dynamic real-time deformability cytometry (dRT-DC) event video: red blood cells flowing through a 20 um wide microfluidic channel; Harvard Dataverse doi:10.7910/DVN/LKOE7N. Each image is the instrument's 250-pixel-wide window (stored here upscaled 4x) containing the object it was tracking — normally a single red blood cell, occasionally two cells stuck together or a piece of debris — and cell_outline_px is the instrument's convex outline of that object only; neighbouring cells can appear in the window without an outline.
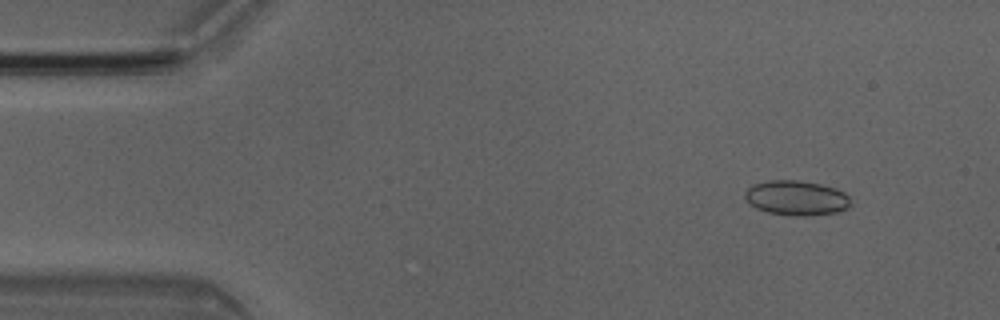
{"species": "Egyptian fruit bat (a non-hibernating species)", "species_latin": "Rousettus aegyptiacus", "temperature_condition": "room temperature", "stored_images_in_passage": 6, "camera_frame_rate_fps": 3000, "um_per_image_px": 0.085, "animal": {"sex": "male"}, "frame": {"image": 1, "passage_image": 1, "time_ms": 0.0, "image_size_px": [1000, 320], "cell_outline_px": [[852, 204], [848, 208], [836, 212], [808, 216], [792, 216], [768, 212], [756, 208], [744, 196], [744, 192], [752, 184], [768, 180], [800, 180], [820, 184], [836, 188], [844, 192], [848, 196]], "centroid_in_image_um": [67.71, 16.82], "position_along_channel_um": 17.3, "area_um2": 21.56}}
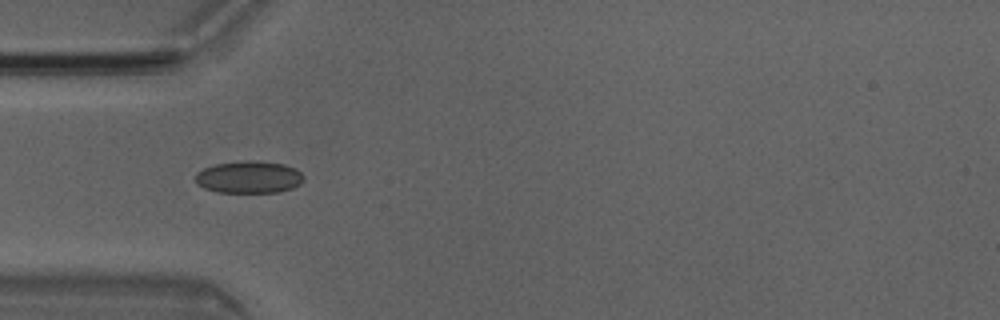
{"frame": {"image": 2, "passage_image": 3, "time_ms": 0.667, "image_size_px": [1000, 320], "cell_outline_px": [[304, 180], [300, 184], [292, 188], [280, 192], [216, 192], [204, 188], [196, 184], [196, 172], [204, 168], [216, 164], [248, 160], [252, 160], [284, 164], [296, 168], [304, 176]], "centroid_in_image_um": [21.17, 15.06], "position_along_channel_um": 63.8, "area_um2": 20.4}}
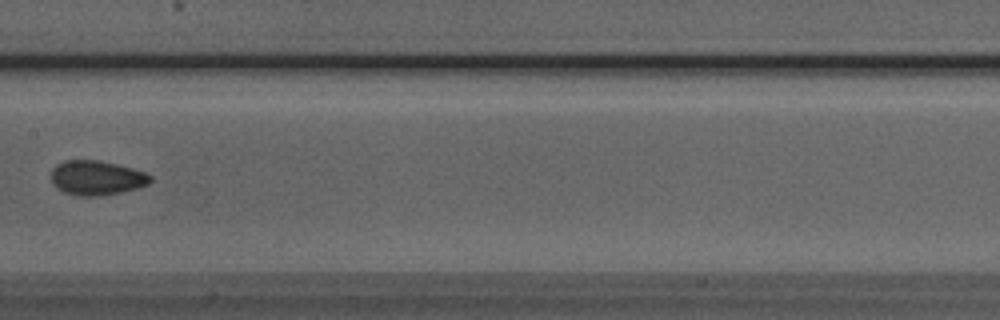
{"frame": {"image": 3, "passage_image": 6, "time_ms": 1.667, "image_size_px": [1000, 320], "cell_outline_px": [[152, 180], [148, 184], [136, 188], [120, 192], [100, 196], [80, 196], [64, 192], [56, 188], [52, 184], [52, 168], [56, 164], [64, 160], [100, 160], [132, 168], [144, 172], [152, 176]], "centroid_in_image_um": [8.19, 15.11], "position_along_channel_um": 199.2, "area_um2": 20.0}}